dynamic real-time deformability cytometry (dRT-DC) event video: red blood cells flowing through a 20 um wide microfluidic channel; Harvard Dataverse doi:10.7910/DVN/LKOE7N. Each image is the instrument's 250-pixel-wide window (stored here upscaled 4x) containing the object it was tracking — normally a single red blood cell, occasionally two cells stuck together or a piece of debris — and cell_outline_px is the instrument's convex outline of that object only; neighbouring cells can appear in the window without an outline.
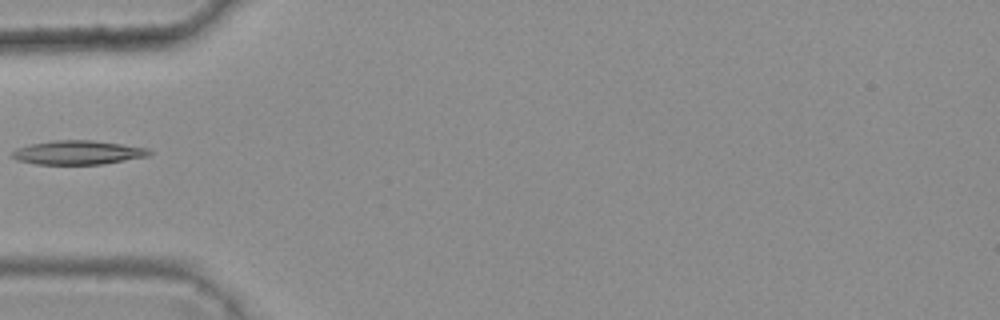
{"species": "common noctule bat (a hibernating species)", "species_latin": "Nyctalus noctula", "temperature_condition": "warm", "stored_images_in_passage": 7, "camera_frame_rate_fps": 3000, "um_per_image_px": 0.085, "animal": {"sex": "female", "body_mass_g": 25.1}, "frame": {"image": 1, "passage_image": 5, "time_ms": 1.333, "image_size_px": [1000, 320], "cell_outline_px": [[152, 152], [148, 156], [100, 164], [36, 164], [16, 160], [12, 156], [12, 152], [16, 148], [28, 144], [52, 140], [92, 140], [148, 148]], "centroid_in_image_um": [6.57, 12.96], "position_along_channel_um": 78.4, "area_um2": 19.07}}
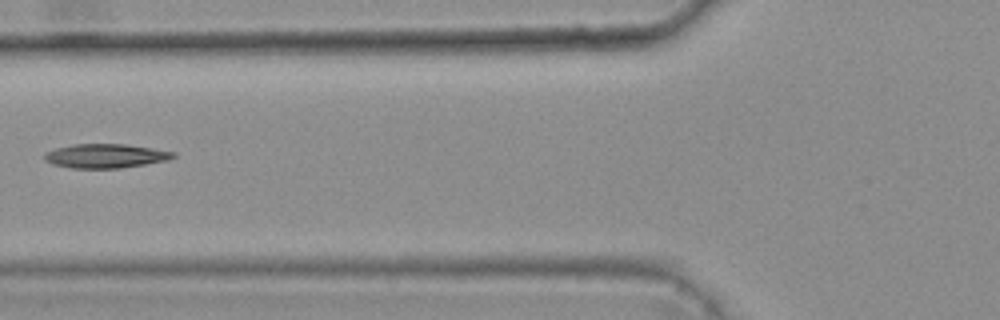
{"frame": {"image": 2, "passage_image": 6, "time_ms": 1.667, "image_size_px": [1000, 320], "cell_outline_px": [[176, 156], [168, 160], [120, 168], [72, 168], [52, 164], [44, 160], [44, 152], [56, 148], [72, 144], [124, 144], [176, 152]], "centroid_in_image_um": [8.93, 13.25], "position_along_channel_um": 116.9, "area_um2": 18.03}}
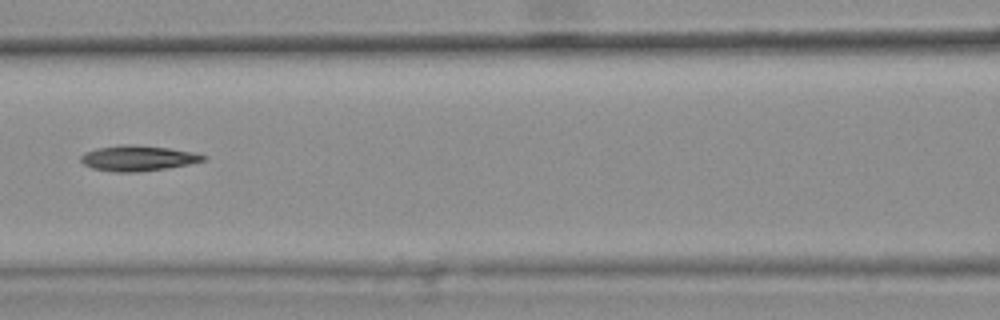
{"frame": {"image": 3, "passage_image": 7, "time_ms": 2.0, "image_size_px": [1000, 320], "cell_outline_px": [[208, 156], [204, 160], [188, 164], [168, 168], [136, 172], [116, 172], [92, 168], [84, 164], [80, 160], [80, 156], [96, 148], [120, 144], [132, 144], [168, 148], [192, 152]], "centroid_in_image_um": [11.71, 13.44], "position_along_channel_um": 154.9, "area_um2": 18.03}}